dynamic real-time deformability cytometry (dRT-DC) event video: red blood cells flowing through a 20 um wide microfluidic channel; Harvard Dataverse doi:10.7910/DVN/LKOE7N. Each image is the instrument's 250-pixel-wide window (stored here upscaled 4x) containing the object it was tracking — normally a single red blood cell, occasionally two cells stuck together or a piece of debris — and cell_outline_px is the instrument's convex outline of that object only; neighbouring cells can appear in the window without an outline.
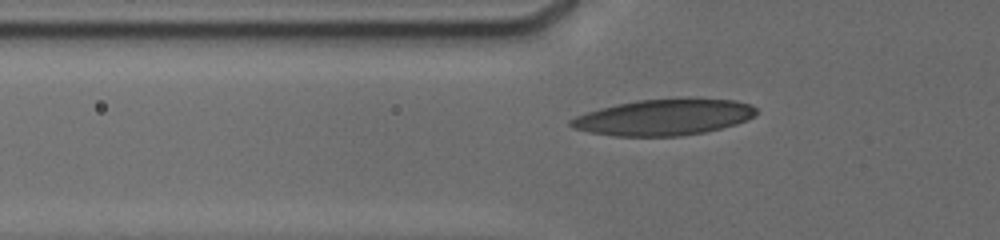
{"species": "human", "species_latin": "Homo sapiens", "temperature_condition": "cold", "stored_images_in_passage": 55, "camera_frame_rate_fps": 3000, "um_per_image_px": 0.085, "donor": {"sex": "male"}, "frame": {"image": 1, "passage_image": 2, "time_ms": 0.333, "image_size_px": [1000, 240], "cell_outline_px": [[756, 112], [752, 116], [736, 124], [704, 132], [680, 136], [612, 136], [592, 132], [576, 128], [568, 124], [568, 120], [576, 116], [600, 108], [616, 104], [636, 100], [732, 100], [752, 104], [756, 108]], "centroid_in_image_um": [56.38, 9.99], "position_along_channel_um": 69.4, "area_um2": 38.09}}
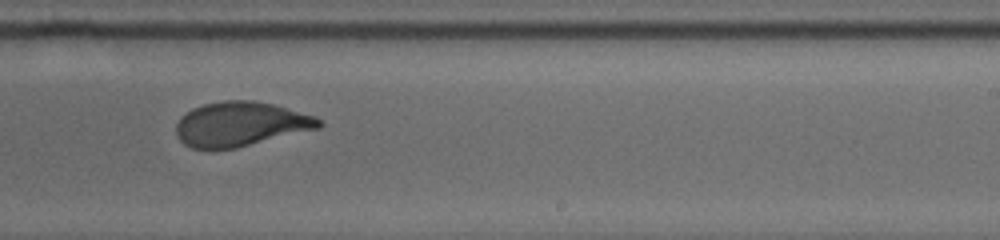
{"frame": {"image": 2, "passage_image": 26, "time_ms": 5.667, "image_size_px": [1000, 240], "cell_outline_px": [[324, 124], [320, 128], [236, 148], [192, 148], [184, 144], [180, 140], [176, 132], [176, 124], [180, 116], [192, 108], [204, 104], [224, 100], [256, 100], [272, 104], [316, 116]], "centroid_in_image_um": [20.45, 10.54], "position_along_channel_um": 268.5, "area_um2": 36.99}}
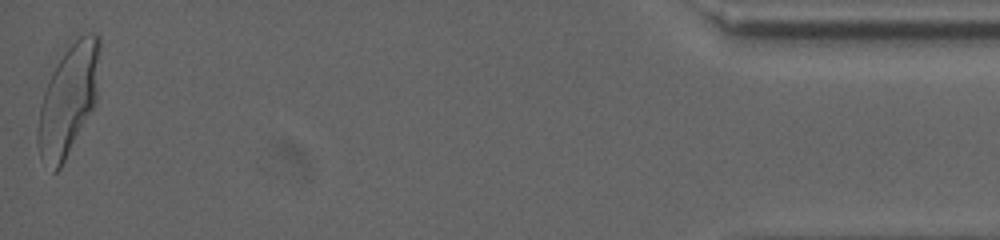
{"frame": {"image": 3, "passage_image": 55, "time_ms": 12.0, "image_size_px": [1000, 240], "cell_outline_px": [[100, 48], [96, 100], [92, 108], [60, 168], [56, 172], [52, 172], [40, 156], [36, 144], [36, 128], [40, 108], [44, 92], [48, 80], [56, 64], [64, 52], [80, 36], [88, 32], [96, 32], [100, 36]], "centroid_in_image_um": [5.79, 8.47], "position_along_channel_um": 429.4, "area_um2": 39.3}, "authors_computed_cell_mechanics": {"area_um2": 37.7434, "velocity_mm_per_s": 3.7881, "shape_relaxation_time_tau1_ms": 4.7032, "shape_relaxation_time_tau2_ms": 0.9932, "deformation_change_tau1": 0.2024, "deformation_change_tau2": 0.0786}}